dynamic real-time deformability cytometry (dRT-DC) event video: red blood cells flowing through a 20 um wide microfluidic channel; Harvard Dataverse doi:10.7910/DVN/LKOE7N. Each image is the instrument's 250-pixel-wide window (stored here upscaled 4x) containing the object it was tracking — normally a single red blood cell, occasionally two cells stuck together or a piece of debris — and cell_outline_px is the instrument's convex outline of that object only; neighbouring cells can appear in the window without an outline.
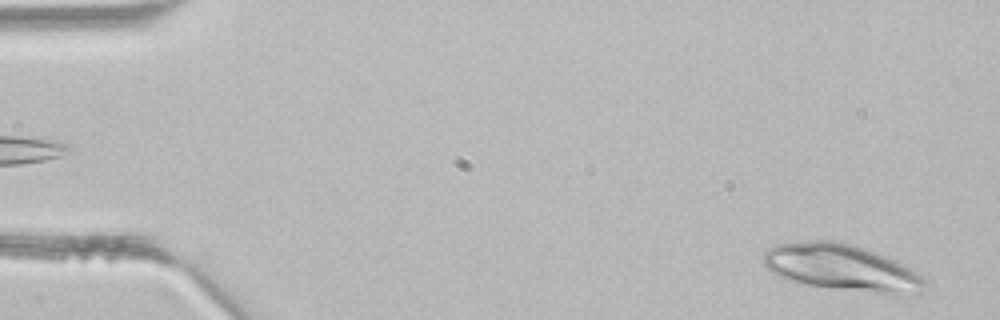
{"species": "common noctule bat (a hibernating species)", "species_latin": "Nyctalus noctula", "temperature_condition": "room temperature", "stored_images_in_passage": 3, "camera_frame_rate_fps": 3000, "um_per_image_px": 0.085, "animal": {"sex": "male", "body_mass_g": 21.5, "forearm_length_mm": 52.0}, "frame": {"image": 1, "passage_image": 3, "time_ms": 0.667, "image_size_px": [1000, 320], "cell_outline_px": [[928, 284], [920, 296], [892, 296], [832, 288], [804, 284], [784, 280], [764, 268], [764, 252], [768, 248], [776, 244], [804, 240], [840, 240], [868, 248], [912, 268], [924, 276], [928, 280]], "centroid_in_image_um": [71.65, 22.78], "position_along_channel_um": 13.4, "area_um2": 45.6}}